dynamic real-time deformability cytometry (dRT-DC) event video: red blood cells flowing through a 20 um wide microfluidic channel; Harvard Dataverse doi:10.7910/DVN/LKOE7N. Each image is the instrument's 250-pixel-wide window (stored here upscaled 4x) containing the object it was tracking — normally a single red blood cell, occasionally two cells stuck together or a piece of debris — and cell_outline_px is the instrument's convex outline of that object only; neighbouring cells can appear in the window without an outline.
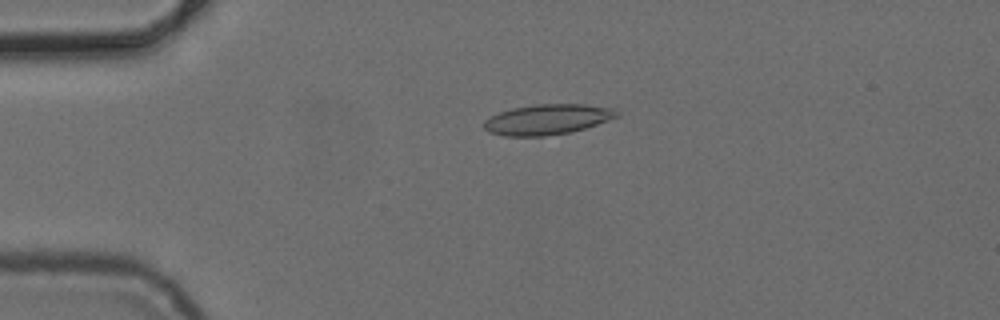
{"species": "common noctule bat (a hibernating species)", "species_latin": "Nyctalus noctula", "temperature_condition": "cold", "stored_images_in_passage": 5, "camera_frame_rate_fps": 3000, "um_per_image_px": 0.085, "animal": {"sex": "female", "body_mass_g": 24.6, "forearm_length_mm": 56.2}, "frame": {"image": 1, "passage_image": 4, "time_ms": 3.333, "image_size_px": [1000, 320], "cell_outline_px": [[620, 116], [572, 132], [544, 136], [504, 136], [488, 132], [484, 128], [484, 120], [500, 112], [512, 108], [536, 104], [584, 104], [616, 108], [620, 112]], "centroid_in_image_um": [46.56, 10.15], "position_along_channel_um": 38.4, "area_um2": 23.58}}